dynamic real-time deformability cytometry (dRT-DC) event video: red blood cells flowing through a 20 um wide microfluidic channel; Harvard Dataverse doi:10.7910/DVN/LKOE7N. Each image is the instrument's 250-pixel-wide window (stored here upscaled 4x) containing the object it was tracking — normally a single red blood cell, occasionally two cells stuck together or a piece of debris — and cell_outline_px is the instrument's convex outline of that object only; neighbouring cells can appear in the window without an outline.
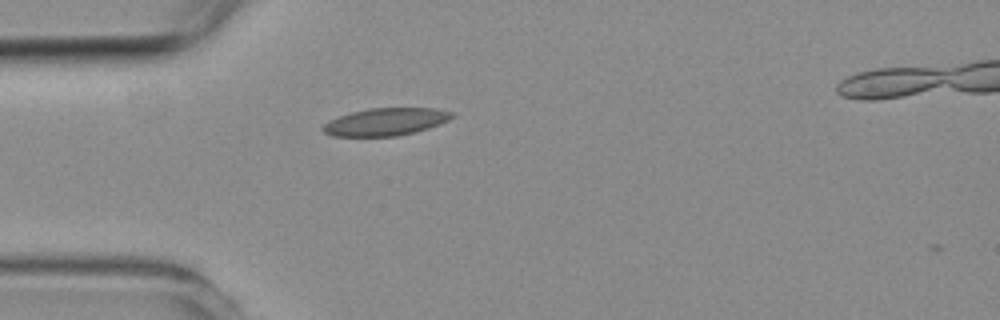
{"species": "common noctule bat (a hibernating species)", "species_latin": "Nyctalus noctula", "temperature_condition": "room temperature", "stored_images_in_passage": 2, "camera_frame_rate_fps": 3000, "um_per_image_px": 0.085, "animal": {"sex": "female", "body_mass_g": 19.3, "forearm_length_mm": 54.1}, "frame": {"image": 1, "passage_image": 1, "time_ms": 0.0, "image_size_px": [1000, 320], "cell_outline_px": [[452, 116], [448, 120], [428, 128], [396, 136], [332, 136], [324, 132], [320, 128], [328, 120], [352, 112], [368, 108], [432, 108], [452, 112]], "centroid_in_image_um": [32.72, 10.35], "position_along_channel_um": 52.3, "area_um2": 20.4}}